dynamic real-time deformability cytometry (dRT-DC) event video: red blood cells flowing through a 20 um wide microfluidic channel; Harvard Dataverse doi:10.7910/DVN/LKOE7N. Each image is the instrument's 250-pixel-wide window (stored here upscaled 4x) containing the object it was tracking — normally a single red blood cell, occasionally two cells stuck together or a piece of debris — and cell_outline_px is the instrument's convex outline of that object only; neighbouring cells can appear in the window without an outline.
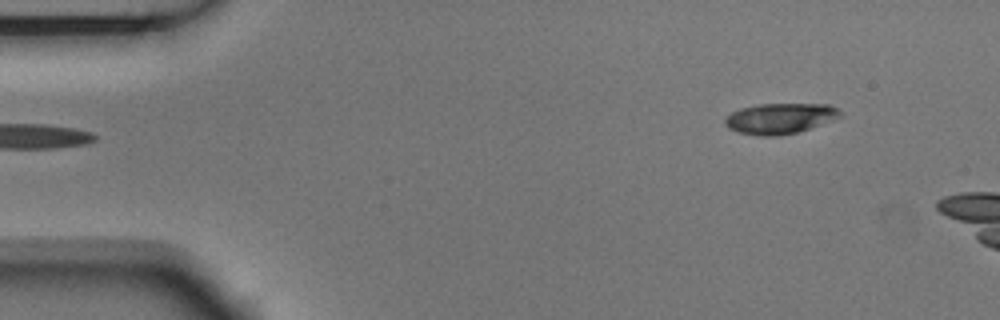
{"species": "Egyptian fruit bat (a non-hibernating species)", "species_latin": "Rousettus aegyptiacus", "temperature_condition": "room temperature", "stored_images_in_passage": 5, "segment_of_instrument_passage": [2, 2], "camera_frame_rate_fps": 3000, "um_per_image_px": 0.085, "animal": {"sex": "male"}, "frame": {"image": 1, "passage_image": 5, "time_ms": 1.333, "image_size_px": [1000, 320], "cell_outline_px": [[844, 116], [796, 132], [776, 136], [760, 136], [736, 132], [728, 128], [724, 124], [724, 120], [732, 112], [740, 108], [760, 104], [828, 104], [836, 108]], "centroid_in_image_um": [66.27, 10.07], "position_along_channel_um": 18.7, "area_um2": 20.4}}